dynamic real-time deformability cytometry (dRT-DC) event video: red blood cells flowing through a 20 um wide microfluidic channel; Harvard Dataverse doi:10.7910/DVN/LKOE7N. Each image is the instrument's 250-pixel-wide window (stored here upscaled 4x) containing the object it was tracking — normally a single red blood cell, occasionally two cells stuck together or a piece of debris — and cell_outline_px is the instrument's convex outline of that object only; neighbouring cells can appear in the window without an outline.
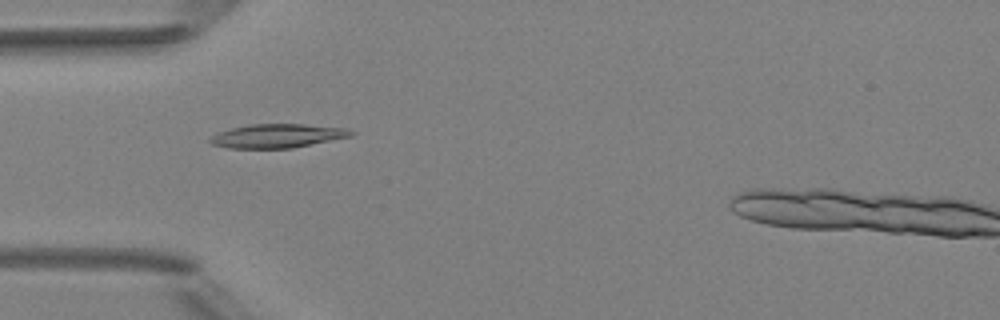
{"species": "Egyptian fruit bat (a non-hibernating species)", "species_latin": "Rousettus aegyptiacus", "temperature_condition": "room temperature", "stored_images_in_passage": 8, "camera_frame_rate_fps": 3000, "um_per_image_px": 0.085, "animal": {"sex": "female"}, "frame": {"image": 1, "passage_image": 5, "time_ms": 4.667, "image_size_px": [1000, 320], "cell_outline_px": [[356, 132], [352, 136], [292, 148], [228, 148], [212, 144], [208, 140], [212, 136], [220, 132], [232, 128], [252, 124], [304, 124], [344, 128]], "centroid_in_image_um": [23.59, 11.55], "position_along_channel_um": 61.4, "area_um2": 19.36}}
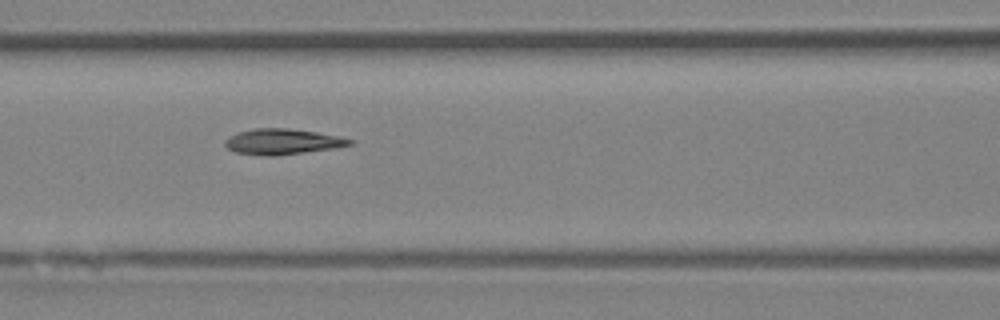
{"frame": {"image": 2, "passage_image": 7, "time_ms": 6.667, "image_size_px": [1000, 320], "cell_outline_px": [[356, 140], [352, 144], [332, 148], [276, 156], [264, 156], [236, 152], [228, 148], [224, 144], [224, 140], [228, 136], [252, 128], [288, 128], [316, 132], [340, 136]], "centroid_in_image_um": [24.0, 12.03], "position_along_channel_um": 142.6, "area_um2": 18.61}}
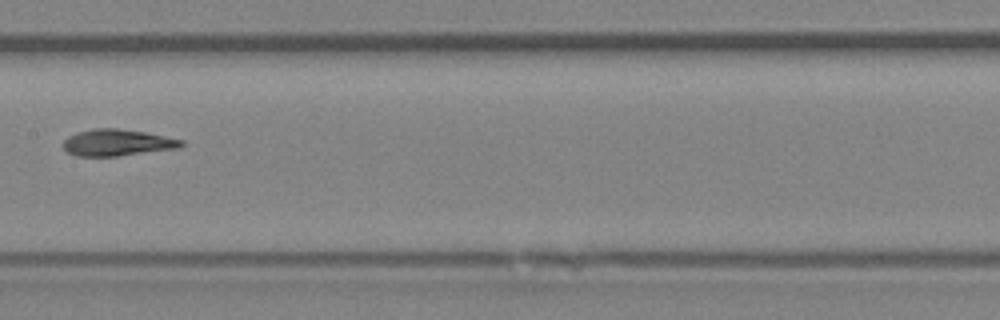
{"frame": {"image": 3, "passage_image": 8, "time_ms": 8.0, "image_size_px": [1000, 320], "cell_outline_px": [[184, 144], [180, 148], [116, 156], [76, 156], [68, 152], [64, 148], [64, 140], [68, 136], [80, 132], [96, 128], [116, 128], [144, 132], [184, 140]], "centroid_in_image_um": [9.99, 12.13], "position_along_channel_um": 197.4, "area_um2": 18.09}}